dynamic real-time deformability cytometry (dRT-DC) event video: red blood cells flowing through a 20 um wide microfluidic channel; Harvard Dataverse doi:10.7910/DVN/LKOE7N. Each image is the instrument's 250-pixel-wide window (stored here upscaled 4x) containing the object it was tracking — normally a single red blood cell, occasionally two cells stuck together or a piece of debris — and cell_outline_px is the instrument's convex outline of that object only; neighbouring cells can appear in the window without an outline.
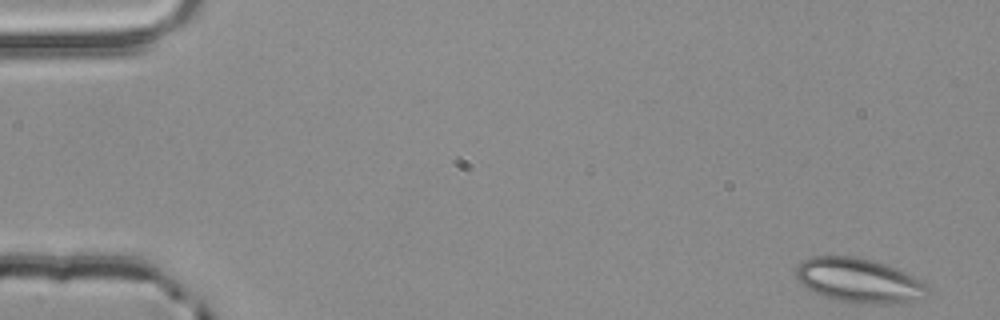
{"species": "common noctule bat (a hibernating species)", "species_latin": "Nyctalus noctula", "temperature_condition": "room temperature", "stored_images_in_passage": 53, "camera_frame_rate_fps": 3000, "um_per_image_px": 0.085, "animal": {"sex": "male", "body_mass_g": 20.4}, "frame": {"image": 1, "passage_image": 1, "time_ms": 0.0, "image_size_px": [1000, 320], "cell_outline_px": [[932, 292], [928, 296], [912, 300], [888, 304], [852, 304], [836, 300], [824, 296], [808, 288], [796, 276], [796, 268], [804, 260], [812, 256], [856, 256], [872, 260], [896, 268], [920, 280]], "centroid_in_image_um": [73.04, 23.85], "position_along_channel_um": 12.0, "area_um2": 33.87}}
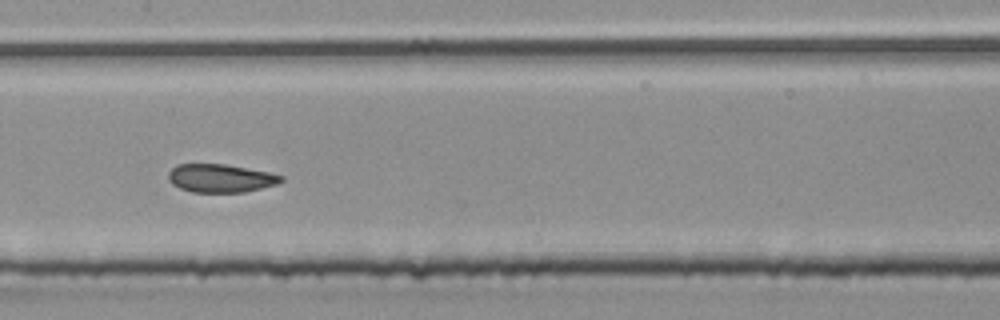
{"frame": {"image": 2, "passage_image": 26, "time_ms": 8.333, "image_size_px": [1000, 320], "cell_outline_px": [[284, 180], [276, 184], [244, 192], [192, 192], [180, 188], [172, 184], [168, 180], [168, 172], [176, 164], [224, 164], [268, 172], [284, 176]], "centroid_in_image_um": [18.72, 15.14], "position_along_channel_um": 188.7, "area_um2": 18.5}}
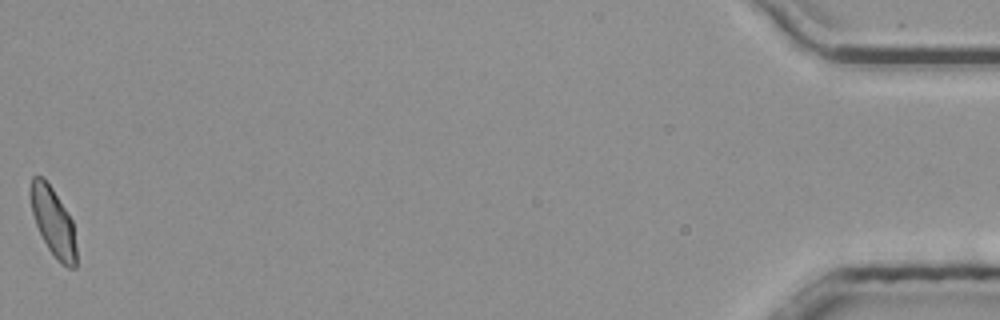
{"frame": {"image": 3, "passage_image": 53, "time_ms": 17.333, "image_size_px": [1000, 320], "cell_outline_px": [[76, 268], [68, 268], [60, 264], [48, 248], [36, 224], [32, 212], [32, 176], [44, 176], [52, 188], [72, 220], [76, 248]], "centroid_in_image_um": [4.55, 18.91], "position_along_channel_um": 430.6, "area_um2": 17.8}, "authors_computed_cell_mechanics": {"area_um2": 19.3052, "velocity_mm_per_s": 3.8438, "shape_relaxation_time_tau1_ms": null, "shape_relaxation_time_tau2_ms": 1.1623, "deformation_change_tau1": null, "deformation_change_tau2": 0.057}}